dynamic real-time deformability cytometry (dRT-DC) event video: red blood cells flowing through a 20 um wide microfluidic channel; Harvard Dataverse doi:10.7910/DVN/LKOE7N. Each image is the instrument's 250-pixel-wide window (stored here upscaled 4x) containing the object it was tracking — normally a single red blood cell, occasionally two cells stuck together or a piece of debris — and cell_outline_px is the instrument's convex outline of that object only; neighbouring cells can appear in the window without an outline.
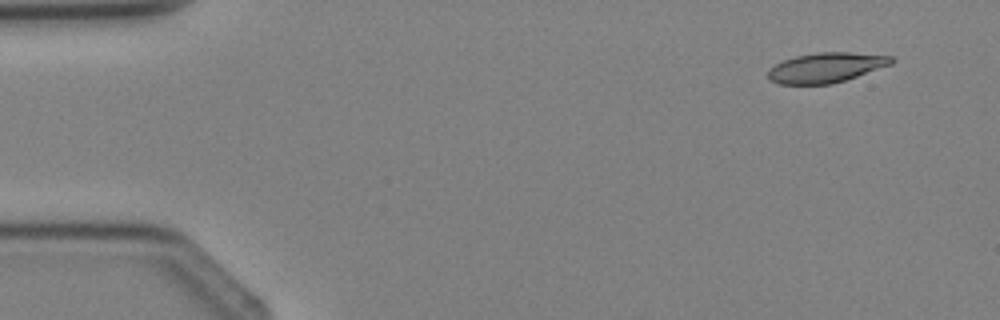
{"species": "Egyptian fruit bat (a non-hibernating species)", "species_latin": "Rousettus aegyptiacus", "temperature_condition": "cold", "stored_images_in_passage": 3, "camera_frame_rate_fps": 3000, "um_per_image_px": 0.085, "animal": {"sex": "female"}, "frame": {"image": 1, "passage_image": 1, "time_ms": 0.0, "image_size_px": [1000, 320], "cell_outline_px": [[896, 60], [892, 64], [832, 84], [780, 84], [772, 80], [768, 76], [768, 68], [784, 60], [796, 56], [816, 52], [848, 52], [892, 56]], "centroid_in_image_um": [70.22, 5.73], "position_along_channel_um": 14.8, "area_um2": 21.33}}
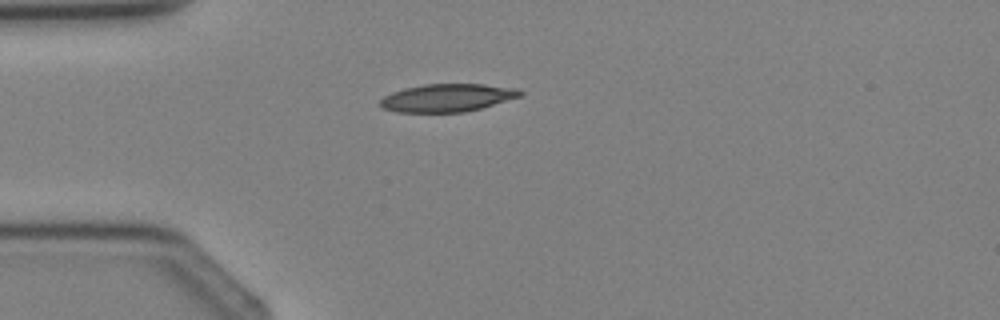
{"frame": {"image": 2, "passage_image": 3, "time_ms": 2.333, "image_size_px": [1000, 320], "cell_outline_px": [[524, 92], [520, 96], [480, 108], [464, 112], [396, 112], [384, 108], [380, 104], [380, 100], [384, 96], [392, 92], [404, 88], [424, 84], [484, 84], [516, 88]], "centroid_in_image_um": [38.0, 8.3], "position_along_channel_um": 47.0, "area_um2": 22.54}}